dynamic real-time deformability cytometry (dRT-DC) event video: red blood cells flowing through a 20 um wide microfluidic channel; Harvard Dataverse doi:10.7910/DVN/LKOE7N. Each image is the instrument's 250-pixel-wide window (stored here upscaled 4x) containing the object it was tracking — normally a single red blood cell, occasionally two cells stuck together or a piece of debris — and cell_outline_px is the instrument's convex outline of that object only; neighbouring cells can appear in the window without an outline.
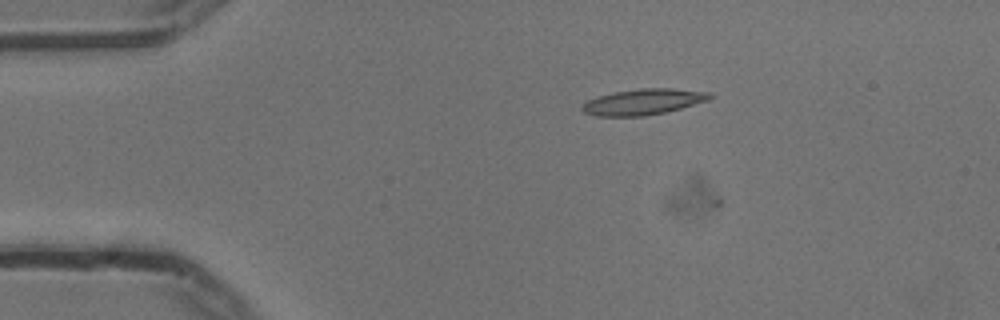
{"species": "common noctule bat (a hibernating species)", "species_latin": "Nyctalus noctula", "temperature_condition": "cold", "stored_images_in_passage": 12, "camera_frame_rate_fps": 3000, "um_per_image_px": 0.085, "animal": {"sex": "male", "body_mass_g": 13.3}, "frame": {"image": 1, "passage_image": 11, "time_ms": 3.333, "image_size_px": [1000, 320], "cell_outline_px": [[712, 96], [708, 100], [680, 108], [664, 112], [644, 116], [596, 116], [584, 112], [580, 108], [588, 100], [596, 96], [612, 92], [640, 88], [672, 88], [708, 92]], "centroid_in_image_um": [54.63, 8.65], "position_along_channel_um": 30.4, "area_um2": 19.13}}